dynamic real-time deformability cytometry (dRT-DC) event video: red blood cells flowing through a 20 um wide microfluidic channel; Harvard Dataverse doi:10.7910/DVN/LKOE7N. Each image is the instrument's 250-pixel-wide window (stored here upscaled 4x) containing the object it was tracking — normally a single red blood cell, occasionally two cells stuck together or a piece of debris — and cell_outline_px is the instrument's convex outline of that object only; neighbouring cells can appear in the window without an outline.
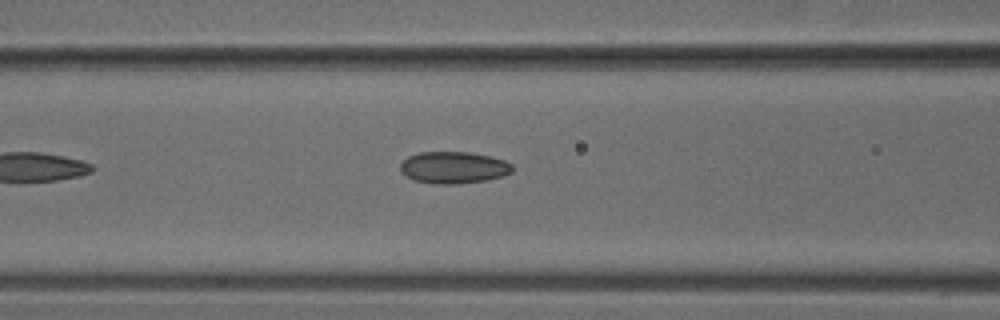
{"species": "common noctule bat (a hibernating species)", "species_latin": "Nyctalus noctula", "temperature_condition": "cold", "stored_images_in_passage": 6, "camera_frame_rate_fps": 3000, "um_per_image_px": 0.085, "animal": {"sex": "male", "body_mass_g": 18.8}, "frame": {"image": 1, "passage_image": 6, "time_ms": 1.667, "image_size_px": [1000, 320], "cell_outline_px": [[512, 172], [504, 176], [488, 180], [456, 184], [436, 184], [416, 180], [400, 172], [400, 164], [408, 156], [420, 152], [472, 152], [504, 160], [512, 164]], "centroid_in_image_um": [38.57, 14.24], "position_along_channel_um": 128.0, "area_um2": 20.81}}